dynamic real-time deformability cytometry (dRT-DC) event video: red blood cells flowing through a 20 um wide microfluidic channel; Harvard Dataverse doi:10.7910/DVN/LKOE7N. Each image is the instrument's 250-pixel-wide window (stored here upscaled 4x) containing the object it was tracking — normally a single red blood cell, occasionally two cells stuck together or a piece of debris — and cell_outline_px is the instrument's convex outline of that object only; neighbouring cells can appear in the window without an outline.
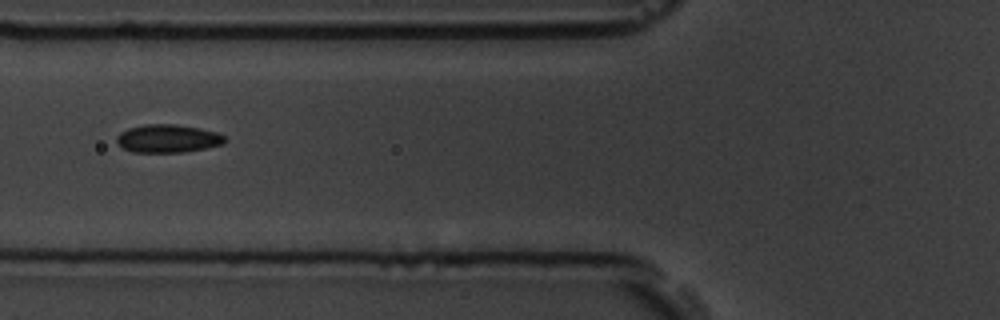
{"species": "common noctule bat (a hibernating species)", "species_latin": "Nyctalus noctula", "temperature_condition": "room temperature", "stored_images_in_passage": 16, "camera_frame_rate_fps": 3000, "um_per_image_px": 0.085, "animal": {"sex": "male", "body_mass_g": 19.5, "forearm_length_mm": 54.6}, "frame": {"image": 1, "passage_image": 7, "time_ms": 7.667, "image_size_px": [1000, 320], "cell_outline_px": [[224, 144], [184, 152], [132, 152], [116, 144], [116, 136], [120, 132], [128, 128], [144, 124], [176, 124], [200, 128], [216, 132], [224, 136]], "centroid_in_image_um": [14.22, 11.77], "position_along_channel_um": 111.6, "area_um2": 17.74}}
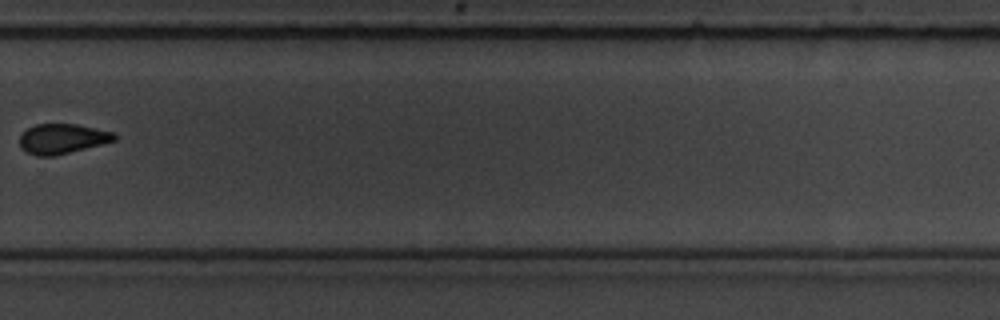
{"frame": {"image": 2, "passage_image": 12, "time_ms": 13.667, "image_size_px": [1000, 320], "cell_outline_px": [[116, 140], [56, 156], [36, 156], [20, 148], [20, 136], [28, 128], [36, 124], [76, 124], [116, 132]], "centroid_in_image_um": [5.3, 11.79], "position_along_channel_um": 324.5, "area_um2": 16.53}, "authors_computed_cell_mechanics": {"area_um2": 19.6809, "velocity_mm_per_s": 3.5544, "shape_relaxation_time_tau1_ms": null, "shape_relaxation_time_tau2_ms": 2.3512, "deformation_change_tau1": null, "deformation_change_tau2": 0.0554}}